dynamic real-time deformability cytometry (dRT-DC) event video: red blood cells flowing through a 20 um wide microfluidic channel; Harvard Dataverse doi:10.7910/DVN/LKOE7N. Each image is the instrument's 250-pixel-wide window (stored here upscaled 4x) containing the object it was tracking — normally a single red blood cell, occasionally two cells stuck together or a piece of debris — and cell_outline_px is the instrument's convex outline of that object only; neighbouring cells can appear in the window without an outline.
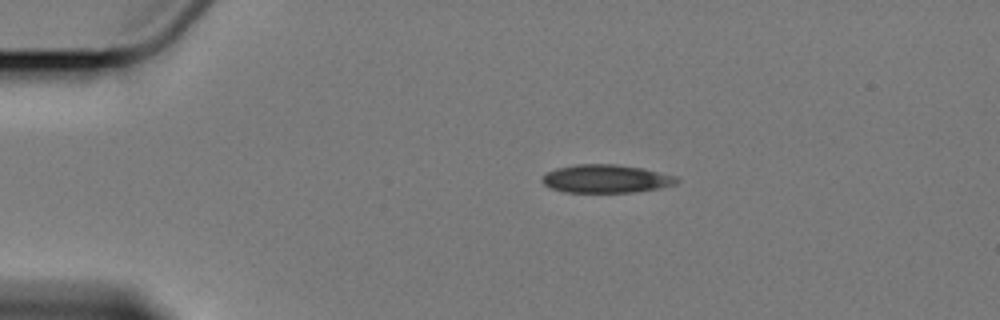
{"species": "Egyptian fruit bat (a non-hibernating species)", "species_latin": "Rousettus aegyptiacus", "temperature_condition": "cold", "stored_images_in_passage": 5, "camera_frame_rate_fps": 3000, "um_per_image_px": 0.085, "animal": {"sex": "female"}, "frame": {"image": 1, "passage_image": 3, "time_ms": 3.333, "image_size_px": [1000, 320], "cell_outline_px": [[680, 180], [676, 184], [660, 188], [632, 192], [564, 192], [552, 188], [544, 184], [540, 180], [548, 172], [556, 168], [576, 164], [616, 164], [644, 168], [680, 176]], "centroid_in_image_um": [51.58, 15.18], "position_along_channel_um": 33.4, "area_um2": 22.31}}
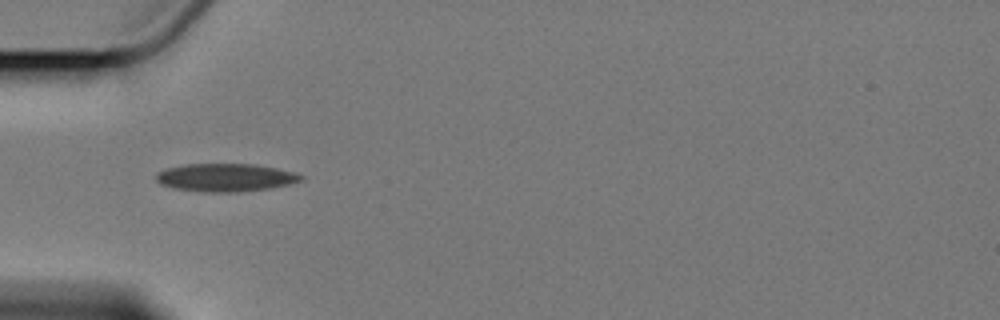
{"frame": {"image": 2, "passage_image": 4, "time_ms": 5.667, "image_size_px": [1000, 320], "cell_outline_px": [[304, 180], [272, 188], [236, 192], [212, 192], [176, 188], [160, 184], [156, 180], [156, 172], [168, 168], [184, 164], [256, 164], [276, 168], [292, 172], [304, 176]], "centroid_in_image_um": [19.18, 15.08], "position_along_channel_um": 65.8, "area_um2": 23.47}}
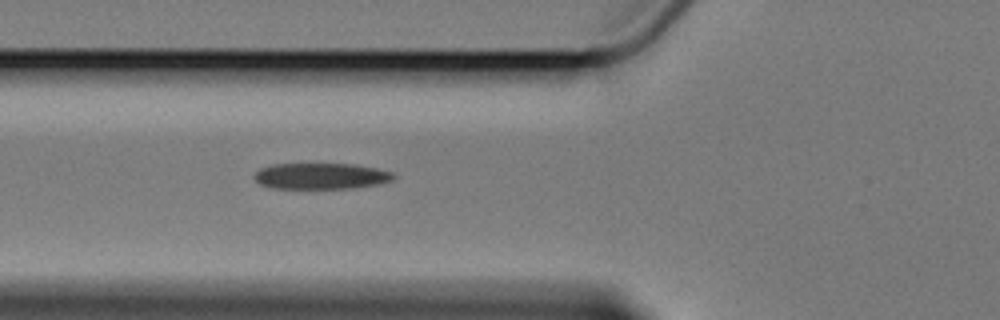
{"frame": {"image": 3, "passage_image": 5, "time_ms": 6.667, "image_size_px": [1000, 320], "cell_outline_px": [[396, 176], [392, 180], [380, 184], [352, 188], [272, 188], [260, 184], [256, 180], [256, 172], [260, 168], [272, 164], [356, 164], [376, 168], [392, 172]], "centroid_in_image_um": [27.32, 14.96], "position_along_channel_um": 98.5, "area_um2": 21.1}}